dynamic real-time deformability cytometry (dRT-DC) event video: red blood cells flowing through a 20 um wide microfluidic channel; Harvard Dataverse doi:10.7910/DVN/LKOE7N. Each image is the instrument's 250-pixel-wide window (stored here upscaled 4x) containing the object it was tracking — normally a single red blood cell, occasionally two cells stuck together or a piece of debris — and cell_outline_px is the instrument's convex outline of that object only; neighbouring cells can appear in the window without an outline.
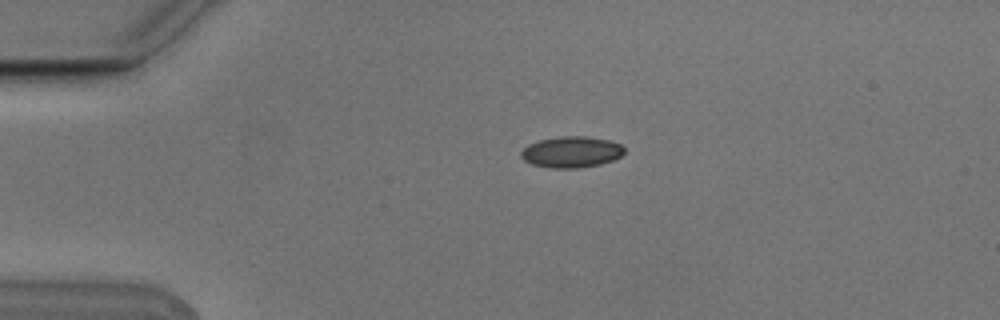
{"species": "Egyptian fruit bat (a non-hibernating species)", "species_latin": "Rousettus aegyptiacus", "temperature_condition": "cold", "stored_images_in_passage": 6, "camera_frame_rate_fps": 3000, "um_per_image_px": 0.085, "animal": {"sex": "male"}, "frame": {"image": 1, "passage_image": 4, "time_ms": 1.0, "image_size_px": [1000, 320], "cell_outline_px": [[624, 152], [620, 156], [612, 160], [600, 164], [576, 168], [552, 168], [532, 164], [524, 160], [520, 156], [520, 152], [528, 144], [540, 140], [560, 136], [584, 136], [608, 140], [620, 144], [624, 148]], "centroid_in_image_um": [48.54, 12.92], "position_along_channel_um": 36.5, "area_um2": 18.61}}